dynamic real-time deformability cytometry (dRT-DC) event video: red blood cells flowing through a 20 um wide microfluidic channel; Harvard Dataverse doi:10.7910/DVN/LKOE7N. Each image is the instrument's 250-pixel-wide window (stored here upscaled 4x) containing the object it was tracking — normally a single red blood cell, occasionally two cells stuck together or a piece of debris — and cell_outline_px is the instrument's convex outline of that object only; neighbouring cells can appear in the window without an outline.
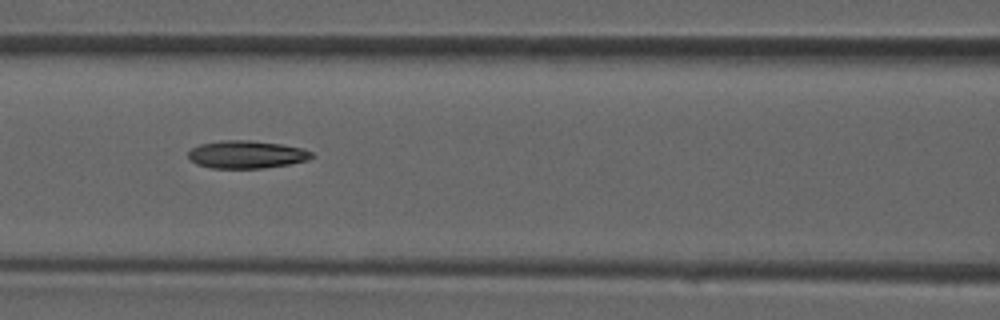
{"species": "common noctule bat (a hibernating species)", "species_latin": "Nyctalus noctula", "temperature_condition": "room temperature", "stored_images_in_passage": 38, "camera_frame_rate_fps": 3000, "um_per_image_px": 0.085, "animal": {"sex": "male", "forearm_length_mm": 52.5}, "frame": {"image": 1, "passage_image": 17, "time_ms": 5.333, "image_size_px": [1000, 320], "cell_outline_px": [[316, 156], [308, 160], [288, 164], [264, 168], [212, 168], [196, 164], [188, 156], [188, 152], [192, 148], [200, 144], [224, 140], [248, 140], [280, 144], [300, 148], [312, 152]], "centroid_in_image_um": [20.96, 13.13], "position_along_channel_um": 145.6, "area_um2": 19.83}}
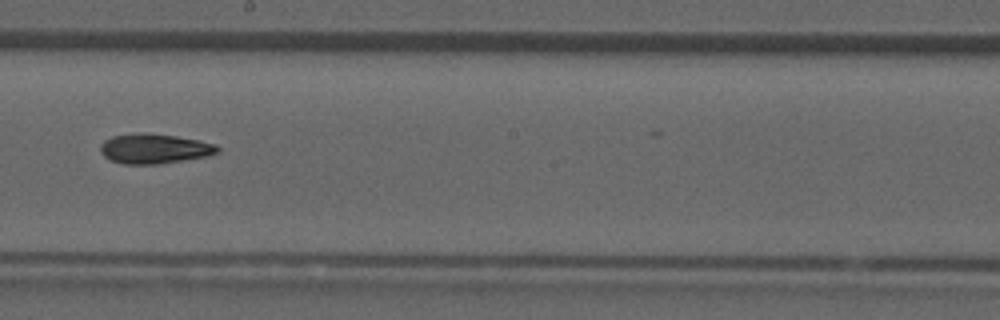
{"frame": {"image": 2, "passage_image": 22, "time_ms": 7.0, "image_size_px": [1000, 320], "cell_outline_px": [[220, 152], [204, 156], [156, 164], [124, 164], [112, 160], [104, 156], [100, 152], [100, 144], [104, 140], [112, 136], [176, 136], [216, 144], [220, 148]], "centroid_in_image_um": [13.13, 12.68], "position_along_channel_um": 235.1, "area_um2": 19.19}}